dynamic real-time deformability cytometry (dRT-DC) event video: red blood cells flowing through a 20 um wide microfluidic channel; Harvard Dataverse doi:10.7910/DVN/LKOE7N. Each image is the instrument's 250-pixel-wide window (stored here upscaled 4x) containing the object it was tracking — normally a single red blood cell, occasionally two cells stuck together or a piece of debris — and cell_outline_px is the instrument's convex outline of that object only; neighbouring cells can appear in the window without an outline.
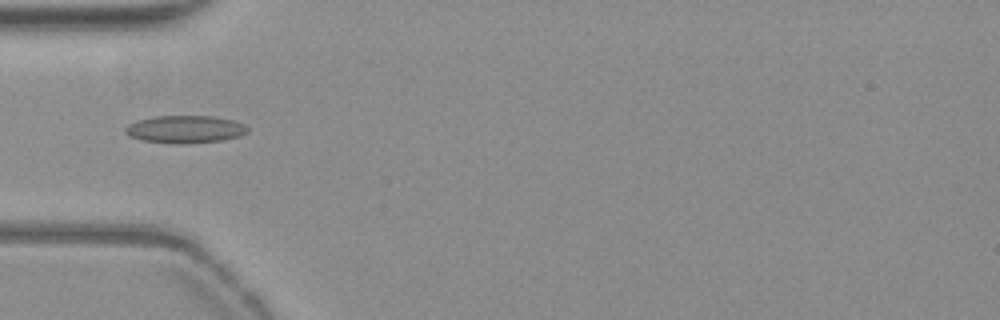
{"species": "common noctule bat (a hibernating species)", "species_latin": "Nyctalus noctula", "temperature_condition": "warm", "stored_images_in_passage": 39, "camera_frame_rate_fps": 3000, "um_per_image_px": 0.085, "animal": {"sex": "female", "body_mass_g": 19.3, "forearm_length_mm": 54.1}, "frame": {"image": 1, "passage_image": 3, "time_ms": 0.667, "image_size_px": [1000, 320], "cell_outline_px": [[248, 132], [240, 136], [220, 140], [184, 144], [172, 144], [140, 140], [128, 136], [124, 132], [124, 128], [128, 124], [136, 120], [156, 116], [212, 116], [232, 120], [244, 124], [248, 128]], "centroid_in_image_um": [15.68, 10.99], "position_along_channel_um": 69.3, "area_um2": 19.83}}
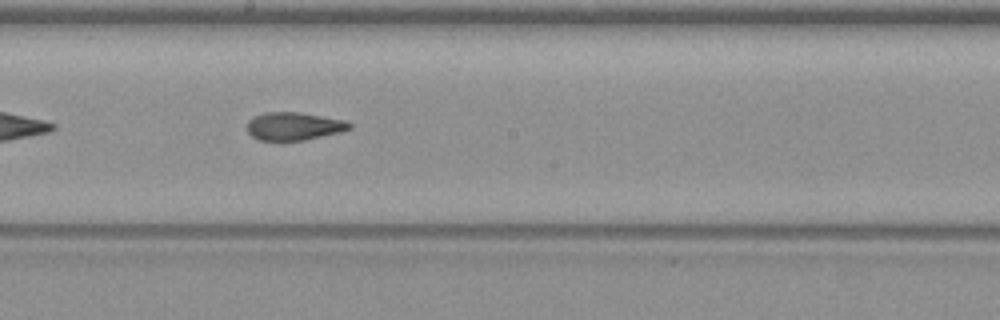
{"frame": {"image": 2, "passage_image": 15, "time_ms": 4.667, "image_size_px": [1000, 320], "cell_outline_px": [[352, 128], [340, 132], [304, 140], [280, 144], [260, 140], [252, 136], [248, 132], [248, 120], [252, 116], [264, 112], [300, 112], [348, 120], [352, 124]], "centroid_in_image_um": [24.97, 10.76], "position_along_channel_um": 223.2, "area_um2": 17.46}}
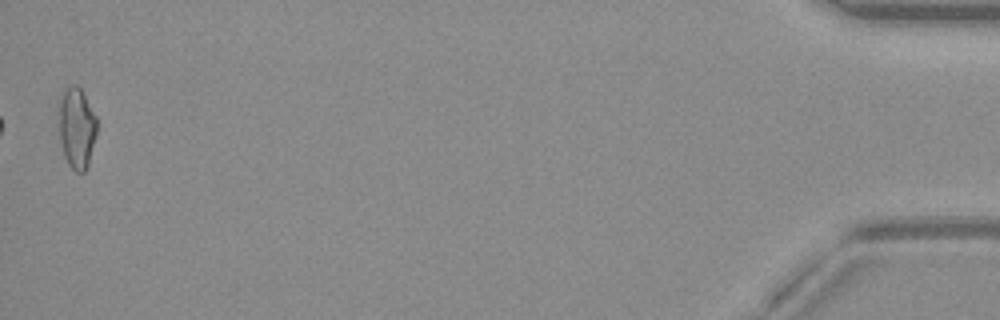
{"frame": {"image": 3, "passage_image": 39, "time_ms": 12.667, "image_size_px": [1000, 320], "cell_outline_px": [[96, 136], [88, 168], [84, 172], [76, 172], [68, 164], [64, 156], [60, 140], [60, 100], [64, 92], [72, 84], [76, 84], [80, 88], [96, 116]], "centroid_in_image_um": [6.55, 10.93], "position_along_channel_um": 428.7, "area_um2": 17.69}, "authors_computed_cell_mechanics": {"area_um2": 17.1088, "velocity_mm_per_s": 3.8246, "shape_relaxation_time_tau1_ms": 5.4785, "shape_relaxation_time_tau2_ms": 2.1597, "deformation_change_tau1": 0.164, "deformation_change_tau2": 0.0969}}